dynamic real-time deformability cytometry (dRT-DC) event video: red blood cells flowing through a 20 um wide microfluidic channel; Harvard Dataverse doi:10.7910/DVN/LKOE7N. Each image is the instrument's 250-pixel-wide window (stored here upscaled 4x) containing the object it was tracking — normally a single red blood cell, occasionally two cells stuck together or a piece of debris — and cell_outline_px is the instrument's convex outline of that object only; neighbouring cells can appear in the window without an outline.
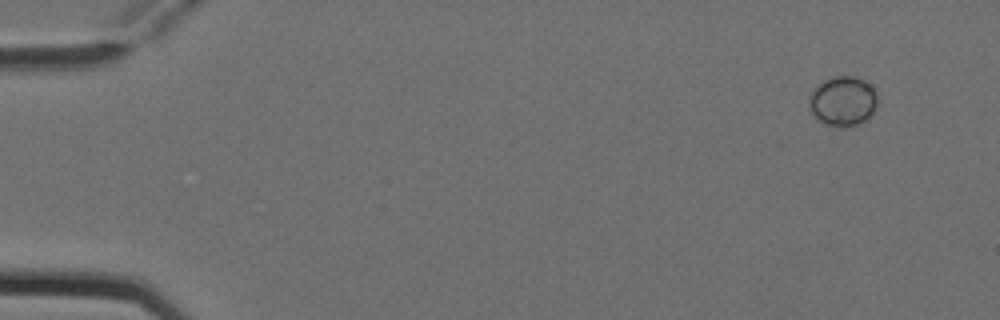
{"species": "Egyptian fruit bat (a non-hibernating species)", "species_latin": "Rousettus aegyptiacus", "temperature_condition": "cold", "stored_images_in_passage": 4, "camera_frame_rate_fps": 3000, "um_per_image_px": 0.085, "animal": {"sex": "female"}, "frame": {"image": 1, "passage_image": 1, "time_ms": 0.0, "image_size_px": [1000, 320], "cell_outline_px": [[880, 100], [872, 116], [860, 124], [844, 128], [840, 128], [824, 124], [808, 108], [808, 96], [816, 84], [824, 80], [836, 76], [856, 76], [864, 80], [876, 92]], "centroid_in_image_um": [71.66, 8.61], "position_along_channel_um": 13.3, "area_um2": 20.46}}